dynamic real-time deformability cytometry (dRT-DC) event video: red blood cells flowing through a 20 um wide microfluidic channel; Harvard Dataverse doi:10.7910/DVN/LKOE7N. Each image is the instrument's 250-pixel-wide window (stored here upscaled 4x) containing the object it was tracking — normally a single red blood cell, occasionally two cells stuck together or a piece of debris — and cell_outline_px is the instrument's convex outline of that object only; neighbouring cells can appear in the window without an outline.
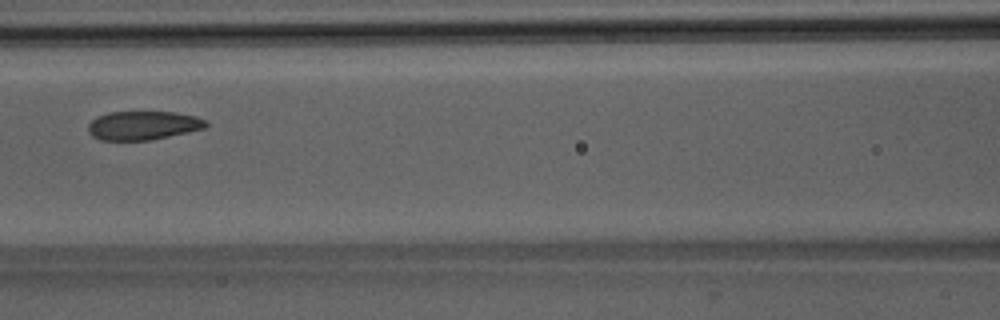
{"species": "Egyptian fruit bat (a non-hibernating species)", "species_latin": "Rousettus aegyptiacus", "temperature_condition": "room temperature", "stored_images_in_passage": 3, "camera_frame_rate_fps": 3000, "um_per_image_px": 0.085, "animal": {"sex": "male"}, "frame": {"image": 1, "passage_image": 3, "time_ms": 2.333, "image_size_px": [1000, 320], "cell_outline_px": [[208, 124], [204, 128], [188, 132], [152, 140], [100, 140], [92, 136], [88, 132], [88, 124], [96, 116], [108, 112], [176, 112], [196, 116], [204, 120]], "centroid_in_image_um": [12.13, 10.66], "position_along_channel_um": 154.5, "area_um2": 19.83}}